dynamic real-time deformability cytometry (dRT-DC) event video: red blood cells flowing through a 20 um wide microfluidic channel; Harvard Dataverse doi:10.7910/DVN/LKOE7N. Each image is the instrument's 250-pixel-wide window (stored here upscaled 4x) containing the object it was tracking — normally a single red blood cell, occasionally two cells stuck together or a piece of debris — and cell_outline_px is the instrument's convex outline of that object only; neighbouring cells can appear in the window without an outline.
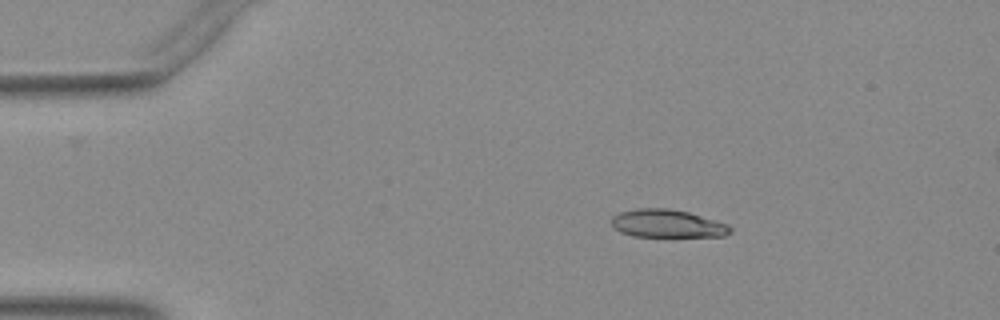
{"species": "Egyptian fruit bat (a non-hibernating species)", "species_latin": "Rousettus aegyptiacus", "temperature_condition": "warm", "stored_images_in_passage": 39, "camera_frame_rate_fps": 3000, "um_per_image_px": 0.085, "animal": {"sex": "female"}, "frame": {"image": 1, "passage_image": 1, "time_ms": 0.0, "image_size_px": [1000, 320], "cell_outline_px": [[732, 232], [724, 236], [632, 236], [620, 232], [612, 224], [612, 216], [620, 212], [636, 208], [668, 208], [688, 212], [728, 224], [732, 228]], "centroid_in_image_um": [56.72, 19.0], "position_along_channel_um": 28.3, "area_um2": 19.25}}
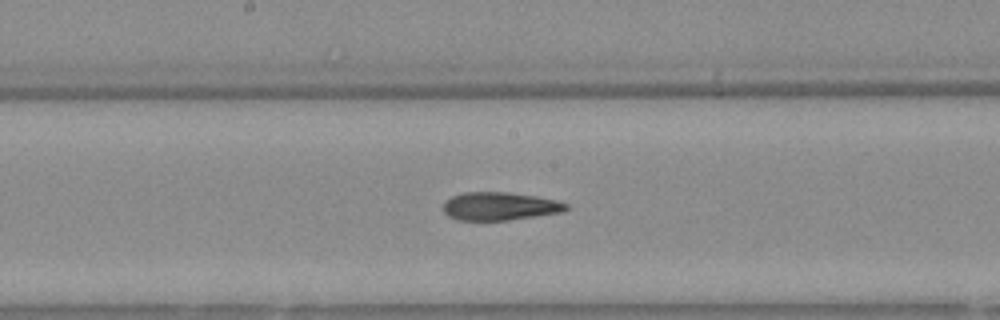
{"frame": {"image": 2, "passage_image": 19, "time_ms": 6.0, "image_size_px": [1000, 320], "cell_outline_px": [[568, 208], [564, 212], [508, 220], [456, 220], [448, 216], [444, 212], [444, 200], [452, 196], [464, 192], [504, 192], [536, 196], [556, 200], [568, 204]], "centroid_in_image_um": [42.47, 17.53], "position_along_channel_um": 205.7, "area_um2": 20.17}}
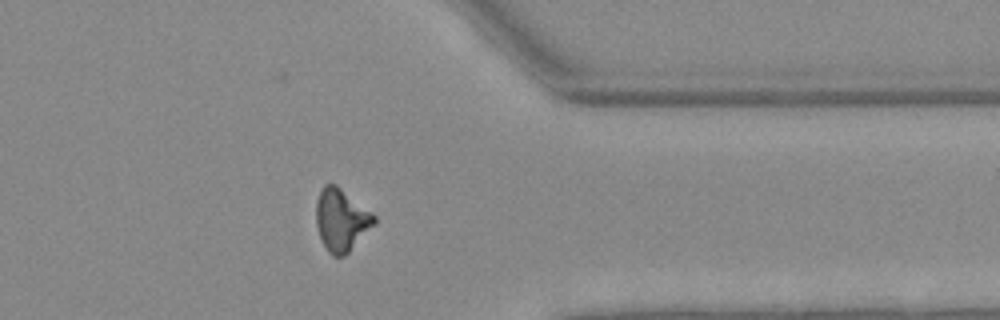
{"frame": {"image": 3, "passage_image": 33, "time_ms": 10.667, "image_size_px": [1000, 320], "cell_outline_px": [[376, 224], [344, 256], [332, 256], [328, 252], [320, 236], [316, 224], [316, 200], [324, 184], [336, 184], [372, 212], [376, 216]], "centroid_in_image_um": [29.02, 18.69], "position_along_channel_um": 382.4, "area_um2": 21.04}}